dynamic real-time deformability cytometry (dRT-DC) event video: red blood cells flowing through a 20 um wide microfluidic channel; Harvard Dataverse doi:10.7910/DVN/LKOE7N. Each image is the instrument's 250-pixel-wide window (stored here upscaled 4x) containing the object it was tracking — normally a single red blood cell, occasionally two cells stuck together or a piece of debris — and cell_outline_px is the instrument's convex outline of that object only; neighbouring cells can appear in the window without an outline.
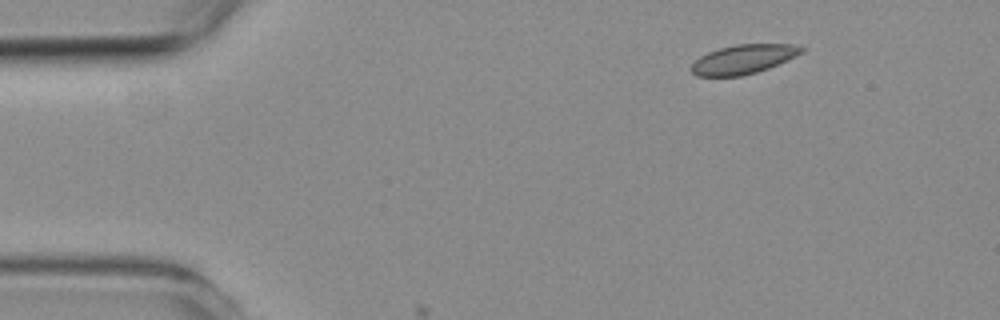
{"species": "common noctule bat (a hibernating species)", "species_latin": "Nyctalus noctula", "temperature_condition": "room temperature", "stored_images_in_passage": 3, "camera_frame_rate_fps": 3000, "um_per_image_px": 0.085, "animal": {"sex": "female", "body_mass_g": 19.3, "forearm_length_mm": 54.1}, "frame": {"image": 1, "passage_image": 1, "time_ms": 0.0, "image_size_px": [1000, 320], "cell_outline_px": [[804, 52], [796, 56], [768, 68], [756, 72], [740, 76], [696, 76], [688, 68], [700, 56], [708, 52], [720, 48], [736, 44], [792, 44], [804, 48]], "centroid_in_image_um": [63.16, 5.03], "position_along_channel_um": 21.8, "area_um2": 18.67}}